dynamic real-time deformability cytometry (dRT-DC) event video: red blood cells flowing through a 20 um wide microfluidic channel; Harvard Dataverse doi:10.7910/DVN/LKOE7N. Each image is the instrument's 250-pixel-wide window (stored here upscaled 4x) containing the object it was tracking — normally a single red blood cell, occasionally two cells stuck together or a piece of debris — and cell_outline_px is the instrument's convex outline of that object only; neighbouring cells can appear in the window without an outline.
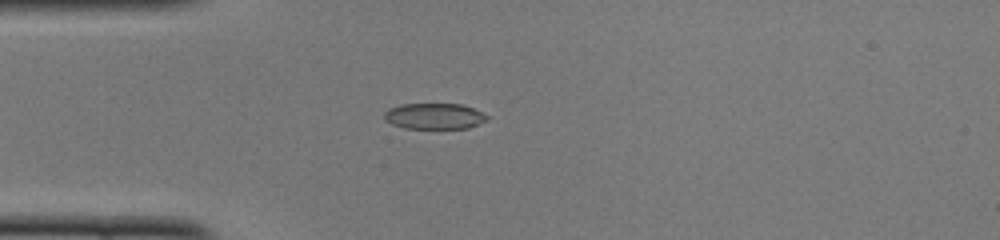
{"species": "common noctule bat (a hibernating species)", "species_latin": "Nyctalus noctula", "temperature_condition": "cold", "stored_images_in_passage": 38, "camera_frame_rate_fps": 3000, "um_per_image_px": 0.085, "animal": {"sex": "female", "body_mass_g": 22.0, "forearm_length_mm": 56.7}, "frame": {"image": 1, "passage_image": 1, "time_ms": 0.0, "image_size_px": [1000, 240], "cell_outline_px": [[488, 120], [468, 128], [404, 128], [392, 124], [384, 120], [384, 112], [388, 108], [400, 104], [460, 104], [472, 108], [488, 116]], "centroid_in_image_um": [36.88, 9.87], "position_along_channel_um": 48.1, "area_um2": 15.49}}
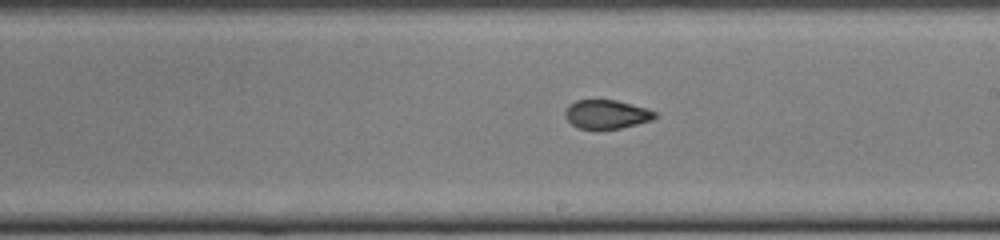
{"frame": {"image": 2, "passage_image": 16, "time_ms": 5.0, "image_size_px": [1000, 240], "cell_outline_px": [[656, 116], [652, 120], [620, 128], [580, 128], [572, 124], [564, 116], [564, 112], [576, 100], [616, 100], [644, 108], [656, 112]], "centroid_in_image_um": [51.55, 9.71], "position_along_channel_um": 237.4, "area_um2": 14.62}}
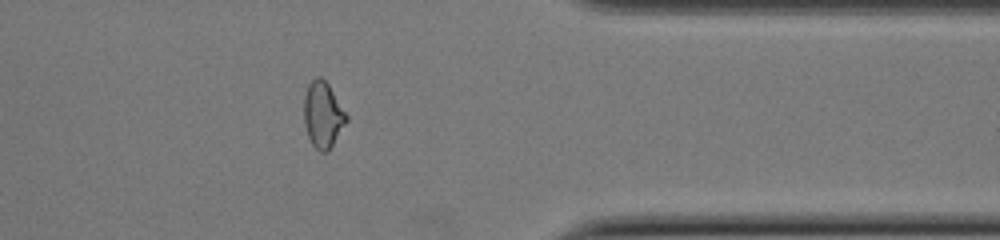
{"frame": {"image": 3, "passage_image": 28, "time_ms": 9.0, "image_size_px": [1000, 240], "cell_outline_px": [[348, 120], [328, 152], [320, 152], [312, 144], [308, 136], [304, 124], [304, 96], [308, 84], [316, 76], [320, 76], [328, 84], [348, 116]], "centroid_in_image_um": [27.44, 9.76], "position_along_channel_um": 384.0, "area_um2": 16.3}, "authors_computed_cell_mechanics": {"area_um2": 16.2707, "velocity_mm_per_s": 4.0044, "shape_relaxation_time_tau1_ms": null, "shape_relaxation_time_tau2_ms": 1.5635, "deformation_change_tau1": null, "deformation_change_tau2": 0.0615}}